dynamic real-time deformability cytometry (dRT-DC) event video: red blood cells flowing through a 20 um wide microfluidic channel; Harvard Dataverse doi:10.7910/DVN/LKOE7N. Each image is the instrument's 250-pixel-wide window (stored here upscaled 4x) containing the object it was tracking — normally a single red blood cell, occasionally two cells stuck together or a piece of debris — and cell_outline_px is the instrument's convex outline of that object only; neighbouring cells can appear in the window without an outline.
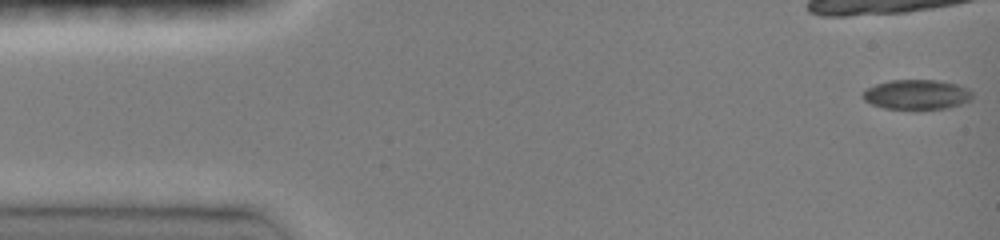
{"species": "common noctule bat (a hibernating species)", "species_latin": "Nyctalus noctula", "temperature_condition": "room temperature", "stored_images_in_passage": 4, "camera_frame_rate_fps": 3000, "um_per_image_px": 0.085, "animal": {"sex": "female", "body_mass_g": 19.0, "forearm_length_mm": 51.5}, "frame": {"image": 1, "passage_image": 1, "time_ms": 0.0, "image_size_px": [1000, 240], "cell_outline_px": [[972, 100], [948, 108], [884, 108], [872, 104], [864, 100], [860, 96], [868, 88], [876, 84], [888, 80], [936, 80], [956, 84], [968, 88], [972, 92]], "centroid_in_image_um": [77.93, 8.02], "position_along_channel_um": 7.1, "area_um2": 18.84}}